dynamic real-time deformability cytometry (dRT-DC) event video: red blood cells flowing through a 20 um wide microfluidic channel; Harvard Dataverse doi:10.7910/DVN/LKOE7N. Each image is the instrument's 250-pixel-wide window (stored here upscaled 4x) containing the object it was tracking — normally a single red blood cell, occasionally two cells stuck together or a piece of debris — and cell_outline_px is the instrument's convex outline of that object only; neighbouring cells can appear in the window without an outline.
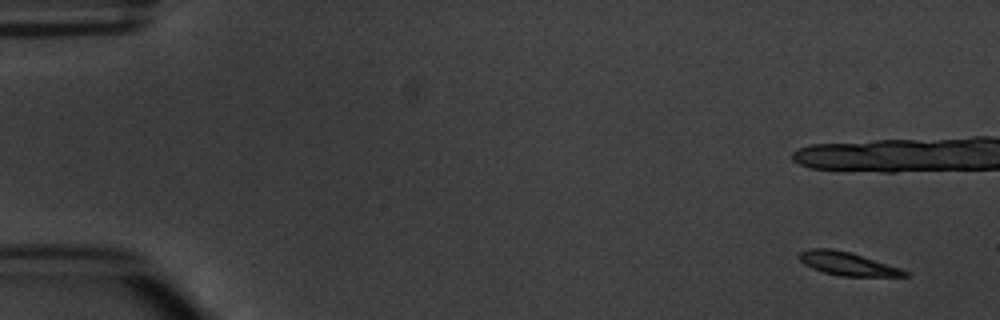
{"species": "common noctule bat (a hibernating species)", "species_latin": "Nyctalus noctula", "temperature_condition": "warm", "stored_images_in_passage": 7, "camera_frame_rate_fps": 3000, "um_per_image_px": 0.085, "animal": {"sex": "male", "body_mass_g": 20.1, "forearm_length_mm": 53.5}, "frame": {"image": 1, "passage_image": 1, "time_ms": 0.0, "image_size_px": [1000, 320], "cell_outline_px": [[908, 276], [840, 276], [824, 272], [812, 268], [804, 264], [800, 260], [800, 252], [808, 248], [832, 248], [852, 252], [900, 268], [908, 272]], "centroid_in_image_um": [72.02, 22.4], "position_along_channel_um": 13.0, "area_um2": 14.28}}